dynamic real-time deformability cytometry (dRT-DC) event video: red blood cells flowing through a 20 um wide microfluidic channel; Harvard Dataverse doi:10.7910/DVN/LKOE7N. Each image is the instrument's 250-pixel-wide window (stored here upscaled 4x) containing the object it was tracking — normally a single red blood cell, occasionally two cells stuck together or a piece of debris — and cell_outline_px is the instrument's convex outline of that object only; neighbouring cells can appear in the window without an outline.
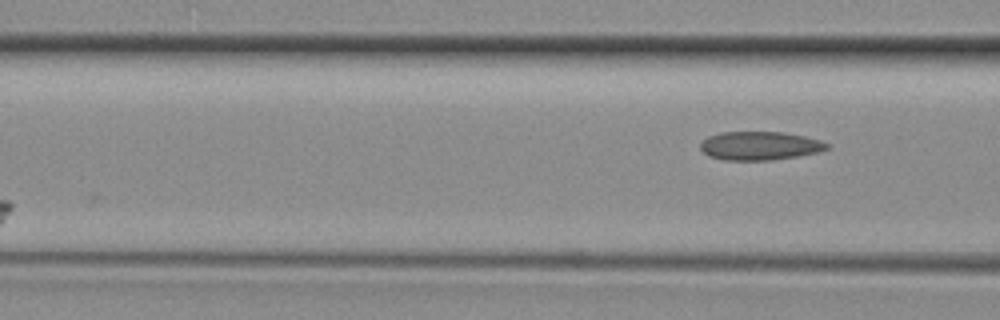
{"species": "common noctule bat (a hibernating species)", "species_latin": "Nyctalus noctula", "temperature_condition": "room temperature", "stored_images_in_passage": 5, "camera_frame_rate_fps": 3000, "um_per_image_px": 0.085, "animal": {"sex": "female", "body_mass_g": 29.2, "forearm_length_mm": 56.3}, "frame": {"image": 1, "passage_image": 5, "time_ms": 1.333, "image_size_px": [1000, 320], "cell_outline_px": [[828, 148], [816, 152], [796, 156], [772, 160], [724, 160], [708, 156], [700, 148], [700, 144], [708, 136], [720, 132], [784, 132], [804, 136], [820, 140], [828, 144]], "centroid_in_image_um": [64.54, 12.39], "position_along_channel_um": 102.1, "area_um2": 20.92}}